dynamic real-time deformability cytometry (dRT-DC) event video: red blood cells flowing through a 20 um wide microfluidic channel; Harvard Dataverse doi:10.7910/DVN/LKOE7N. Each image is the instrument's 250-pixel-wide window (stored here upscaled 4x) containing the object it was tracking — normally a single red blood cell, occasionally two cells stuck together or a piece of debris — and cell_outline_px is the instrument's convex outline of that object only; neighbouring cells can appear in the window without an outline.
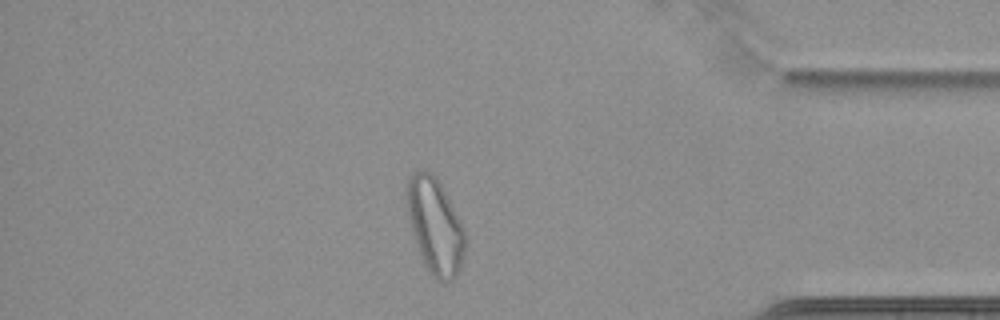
{"species": "common noctule bat (a hibernating species)", "species_latin": "Nyctalus noctula", "temperature_condition": "cold", "stored_images_in_passage": 59, "camera_frame_rate_fps": 3000, "um_per_image_px": 0.085, "animal": {"sex": "female", "body_mass_g": 22.7, "forearm_length_mm": 54.2}, "frame": {"image": 1, "passage_image": 51, "time_ms": 16.667, "image_size_px": [1000, 320], "cell_outline_px": [[464, 256], [460, 268], [452, 280], [444, 284], [436, 280], [428, 272], [424, 264], [416, 244], [408, 220], [404, 196], [404, 188], [412, 172], [428, 172], [436, 176], [464, 232]], "centroid_in_image_um": [36.91, 19.24], "position_along_channel_um": 398.3, "area_um2": 32.19}, "authors_computed_cell_mechanics": {"area_um2": 29.7092, "velocity_mm_per_s": 3.4311, "shape_relaxation_time_tau1_ms": null, "shape_relaxation_time_tau2_ms": 1.5913, "deformation_change_tau1": null, "deformation_change_tau2": 0.059}}